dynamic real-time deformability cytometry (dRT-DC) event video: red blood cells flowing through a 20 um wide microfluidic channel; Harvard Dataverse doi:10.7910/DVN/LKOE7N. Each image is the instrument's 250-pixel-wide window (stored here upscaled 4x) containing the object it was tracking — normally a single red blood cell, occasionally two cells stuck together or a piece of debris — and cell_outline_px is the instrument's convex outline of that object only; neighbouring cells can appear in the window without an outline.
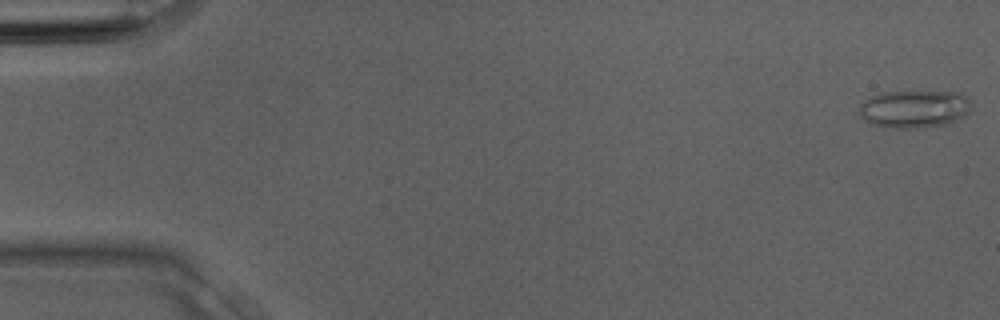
{"species": "Egyptian fruit bat (a non-hibernating species)", "species_latin": "Rousettus aegyptiacus", "temperature_condition": "room temperature", "stored_images_in_passage": 4, "camera_frame_rate_fps": 3000, "um_per_image_px": 0.085, "animal": {"sex": "male"}, "frame": {"image": 1, "passage_image": 1, "time_ms": 0.0, "image_size_px": [1000, 320], "cell_outline_px": [[972, 112], [948, 124], [924, 128], [888, 128], [872, 124], [864, 120], [860, 116], [860, 104], [868, 96], [884, 92], [960, 92], [972, 104]], "centroid_in_image_um": [77.72, 9.27], "position_along_channel_um": 7.3, "area_um2": 24.97}}